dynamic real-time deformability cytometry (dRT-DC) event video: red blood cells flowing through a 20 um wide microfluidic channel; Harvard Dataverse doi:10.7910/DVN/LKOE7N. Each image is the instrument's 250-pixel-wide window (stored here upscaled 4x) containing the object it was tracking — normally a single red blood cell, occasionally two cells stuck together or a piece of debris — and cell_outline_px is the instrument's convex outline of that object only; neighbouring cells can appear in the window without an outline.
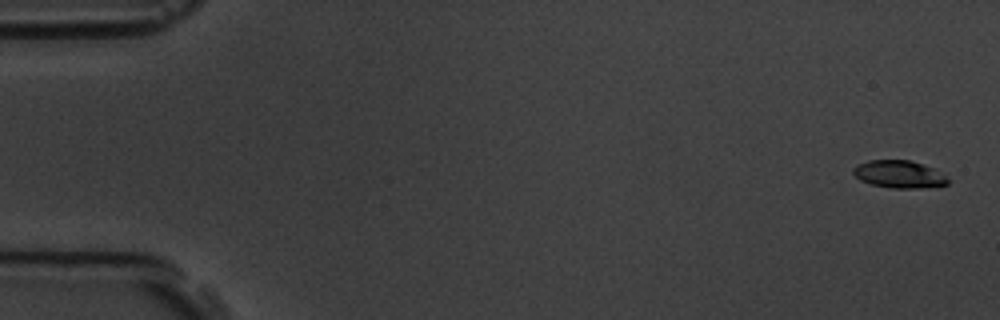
{"species": "common noctule bat (a hibernating species)", "species_latin": "Nyctalus noctula", "temperature_condition": "room temperature", "stored_images_in_passage": 8, "camera_frame_rate_fps": 3000, "um_per_image_px": 0.085, "animal": {"sex": "male", "body_mass_g": 19.5, "forearm_length_mm": 54.6}, "frame": {"image": 1, "passage_image": 1, "time_ms": 0.0, "image_size_px": [1000, 320], "cell_outline_px": [[948, 184], [920, 188], [892, 188], [872, 184], [860, 180], [852, 172], [852, 168], [856, 164], [868, 160], [908, 160], [932, 168], [944, 176], [948, 180]], "centroid_in_image_um": [76.35, 14.81], "position_along_channel_um": 8.7, "area_um2": 14.91}}
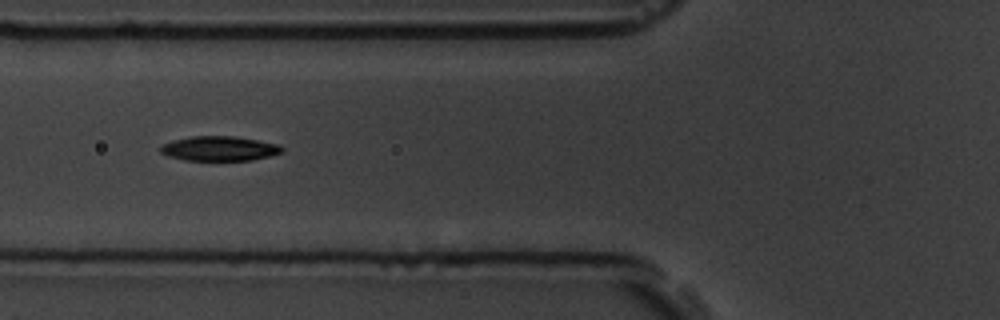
{"frame": {"image": 2, "passage_image": 7, "time_ms": 6.667, "image_size_px": [1000, 320], "cell_outline_px": [[284, 152], [252, 160], [184, 160], [168, 156], [160, 152], [160, 144], [172, 140], [192, 136], [232, 136], [280, 144], [284, 148]], "centroid_in_image_um": [18.63, 12.62], "position_along_channel_um": 107.2, "area_um2": 17.51}}
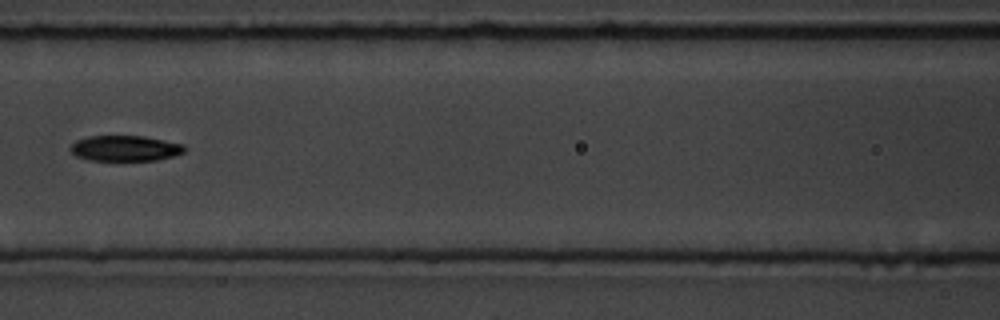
{"frame": {"image": 3, "passage_image": 8, "time_ms": 8.0, "image_size_px": [1000, 320], "cell_outline_px": [[188, 148], [184, 152], [172, 156], [156, 160], [88, 160], [76, 156], [68, 148], [76, 140], [88, 136], [144, 136], [184, 144]], "centroid_in_image_um": [10.63, 12.6], "position_along_channel_um": 156.0, "area_um2": 17.05}}